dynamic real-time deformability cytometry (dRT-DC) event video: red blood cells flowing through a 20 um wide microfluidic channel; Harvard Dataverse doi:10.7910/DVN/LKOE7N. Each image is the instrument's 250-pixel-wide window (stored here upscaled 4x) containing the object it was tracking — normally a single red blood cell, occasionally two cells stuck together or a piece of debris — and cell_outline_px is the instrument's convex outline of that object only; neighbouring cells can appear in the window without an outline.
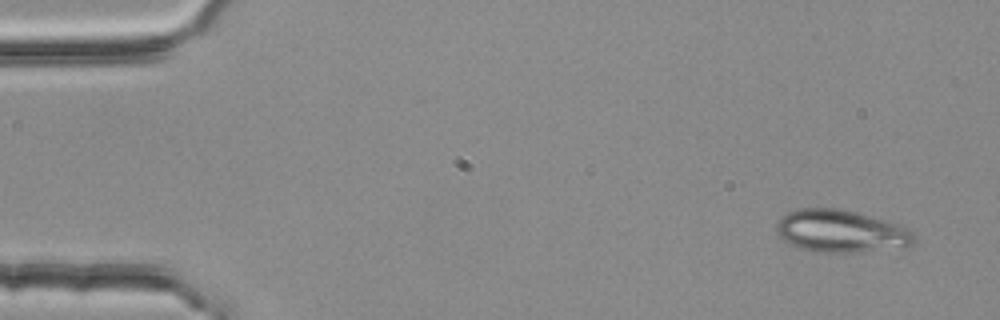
{"species": "common noctule bat (a hibernating species)", "species_latin": "Nyctalus noctula", "temperature_condition": "room temperature", "stored_images_in_passage": 4, "segment_of_instrument_passage": [1, 2], "camera_frame_rate_fps": 3000, "um_per_image_px": 0.085, "animal": {"sex": "female", "body_mass_g": 25.1}, "frame": {"image": 1, "passage_image": 1, "time_ms": 0.0, "image_size_px": [1000, 320], "cell_outline_px": [[916, 236], [912, 244], [904, 248], [856, 252], [824, 252], [800, 248], [784, 240], [776, 232], [776, 224], [788, 212], [800, 208], [840, 208], [856, 212], [908, 228]], "centroid_in_image_um": [71.5, 19.66], "position_along_channel_um": 13.5, "area_um2": 33.76}}